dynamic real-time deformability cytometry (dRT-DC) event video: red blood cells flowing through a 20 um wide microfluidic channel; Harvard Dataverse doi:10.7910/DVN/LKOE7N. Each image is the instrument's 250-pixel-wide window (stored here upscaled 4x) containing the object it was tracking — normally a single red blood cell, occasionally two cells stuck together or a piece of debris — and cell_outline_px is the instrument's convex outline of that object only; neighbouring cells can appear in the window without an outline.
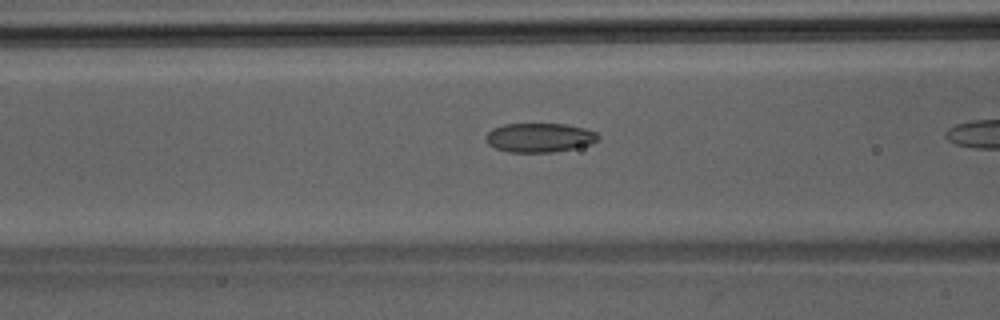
{"species": "Egyptian fruit bat (a non-hibernating species)", "species_latin": "Rousettus aegyptiacus", "temperature_condition": "room temperature", "stored_images_in_passage": 18, "camera_frame_rate_fps": 3000, "um_per_image_px": 0.085, "animal": {"sex": "male"}, "frame": {"image": 1, "passage_image": 16, "time_ms": 5.0, "image_size_px": [1000, 320], "cell_outline_px": [[600, 136], [592, 144], [552, 152], [508, 152], [496, 148], [488, 144], [484, 136], [492, 128], [504, 124], [564, 124], [584, 128], [596, 132]], "centroid_in_image_um": [45.83, 11.69], "position_along_channel_um": 120.8, "area_um2": 19.02}}